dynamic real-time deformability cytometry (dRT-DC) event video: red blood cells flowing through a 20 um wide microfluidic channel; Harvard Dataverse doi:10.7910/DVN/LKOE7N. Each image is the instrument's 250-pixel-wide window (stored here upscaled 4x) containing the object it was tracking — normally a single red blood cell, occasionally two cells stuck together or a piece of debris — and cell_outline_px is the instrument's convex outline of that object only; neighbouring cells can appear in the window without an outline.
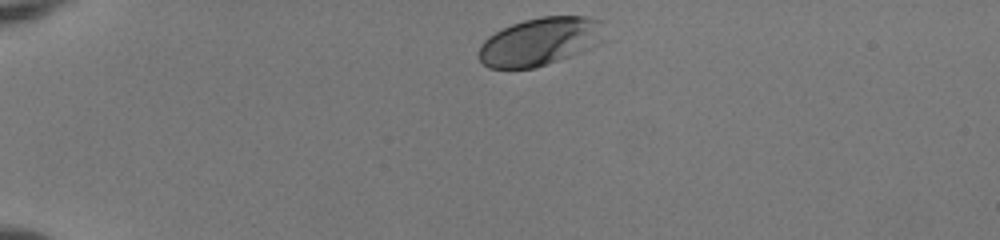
{"species": "human", "species_latin": "Homo sapiens", "temperature_condition": "room temperature", "stored_images_in_passage": 36, "camera_frame_rate_fps": 3000, "um_per_image_px": 0.085, "donor": {"sex": "female"}, "frame": {"image": 1, "passage_image": 1, "time_ms": 0.0, "image_size_px": [1000, 240], "cell_outline_px": [[608, 40], [592, 48], [572, 56], [536, 68], [488, 68], [480, 60], [480, 44], [488, 36], [512, 24], [524, 20], [540, 16], [584, 16], [608, 20]], "centroid_in_image_um": [46.09, 3.5], "position_along_channel_um": 38.9, "area_um2": 36.3}}
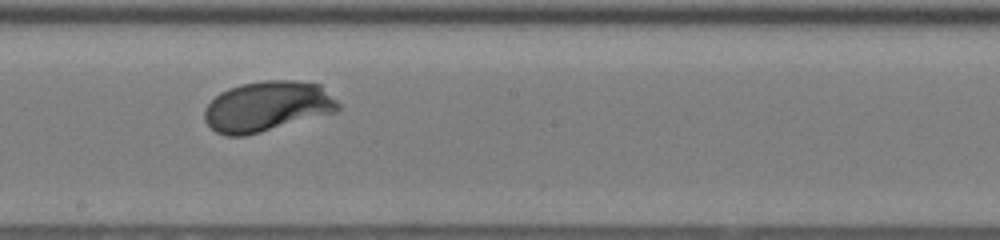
{"frame": {"image": 2, "passage_image": 20, "time_ms": 6.333, "image_size_px": [1000, 240], "cell_outline_px": [[340, 108], [336, 112], [260, 132], [244, 136], [228, 136], [216, 132], [204, 120], [204, 108], [220, 92], [228, 88], [240, 84], [264, 80], [296, 80], [320, 84], [340, 104]], "centroid_in_image_um": [22.71, 9.03], "position_along_channel_um": 225.5, "area_um2": 39.19}}
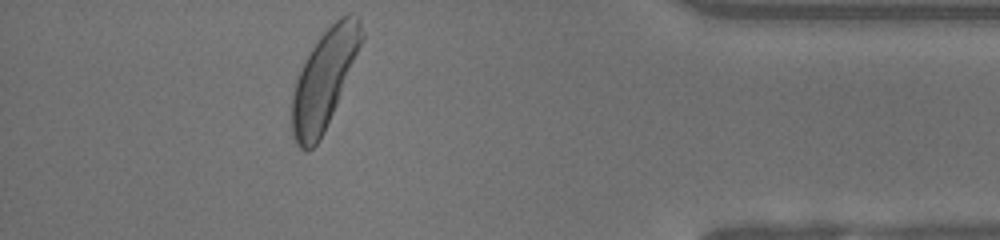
{"frame": {"image": 3, "passage_image": 36, "time_ms": 11.667, "image_size_px": [1000, 240], "cell_outline_px": [[364, 40], [324, 132], [320, 140], [308, 152], [300, 148], [296, 144], [292, 136], [292, 96], [296, 80], [304, 60], [320, 36], [340, 16], [348, 12], [352, 12], [360, 16], [364, 36]], "centroid_in_image_um": [27.57, 6.71], "position_along_channel_um": 407.6, "area_um2": 39.77}, "authors_computed_cell_mechanics": {"area_um2": 37.9746, "velocity_mm_per_s": 3.9841, "shape_relaxation_time_tau1_ms": 1.7961, "shape_relaxation_time_tau2_ms": null, "deformation_change_tau1": 0.1308, "deformation_change_tau2": null}}